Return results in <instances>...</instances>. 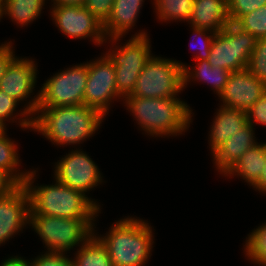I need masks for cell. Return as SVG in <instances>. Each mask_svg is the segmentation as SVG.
<instances>
[{"instance_id": "e0dca14e", "label": "cell", "mask_w": 266, "mask_h": 266, "mask_svg": "<svg viewBox=\"0 0 266 266\" xmlns=\"http://www.w3.org/2000/svg\"><path fill=\"white\" fill-rule=\"evenodd\" d=\"M143 2L144 0H115L110 16L103 23L106 39H110L112 44L121 40L135 26Z\"/></svg>"}, {"instance_id": "ba28073f", "label": "cell", "mask_w": 266, "mask_h": 266, "mask_svg": "<svg viewBox=\"0 0 266 266\" xmlns=\"http://www.w3.org/2000/svg\"><path fill=\"white\" fill-rule=\"evenodd\" d=\"M131 37L123 46L106 52L114 64L116 88L123 99L132 94L140 72L152 57L150 39L145 31Z\"/></svg>"}, {"instance_id": "4dcf8cb0", "label": "cell", "mask_w": 266, "mask_h": 266, "mask_svg": "<svg viewBox=\"0 0 266 266\" xmlns=\"http://www.w3.org/2000/svg\"><path fill=\"white\" fill-rule=\"evenodd\" d=\"M114 1L86 0L84 7L103 24L111 14Z\"/></svg>"}, {"instance_id": "8fae6325", "label": "cell", "mask_w": 266, "mask_h": 266, "mask_svg": "<svg viewBox=\"0 0 266 266\" xmlns=\"http://www.w3.org/2000/svg\"><path fill=\"white\" fill-rule=\"evenodd\" d=\"M82 149L71 151L55 165L54 177L63 185L84 194L102 182L95 162Z\"/></svg>"}, {"instance_id": "d590c367", "label": "cell", "mask_w": 266, "mask_h": 266, "mask_svg": "<svg viewBox=\"0 0 266 266\" xmlns=\"http://www.w3.org/2000/svg\"><path fill=\"white\" fill-rule=\"evenodd\" d=\"M20 184L4 169L0 168V197L17 189Z\"/></svg>"}, {"instance_id": "d6a6232c", "label": "cell", "mask_w": 266, "mask_h": 266, "mask_svg": "<svg viewBox=\"0 0 266 266\" xmlns=\"http://www.w3.org/2000/svg\"><path fill=\"white\" fill-rule=\"evenodd\" d=\"M192 29L193 35H195V37L197 36V38H201V40L203 41V44H201V48L198 54L195 55L194 60H208L210 55V47L215 37V33L206 29H200L195 27H192Z\"/></svg>"}, {"instance_id": "5bb4252c", "label": "cell", "mask_w": 266, "mask_h": 266, "mask_svg": "<svg viewBox=\"0 0 266 266\" xmlns=\"http://www.w3.org/2000/svg\"><path fill=\"white\" fill-rule=\"evenodd\" d=\"M30 197L24 185L0 197V245L29 224Z\"/></svg>"}, {"instance_id": "7c38bea8", "label": "cell", "mask_w": 266, "mask_h": 266, "mask_svg": "<svg viewBox=\"0 0 266 266\" xmlns=\"http://www.w3.org/2000/svg\"><path fill=\"white\" fill-rule=\"evenodd\" d=\"M51 16L59 30L70 38L106 43L103 24L84 6H52Z\"/></svg>"}, {"instance_id": "1f68e13d", "label": "cell", "mask_w": 266, "mask_h": 266, "mask_svg": "<svg viewBox=\"0 0 266 266\" xmlns=\"http://www.w3.org/2000/svg\"><path fill=\"white\" fill-rule=\"evenodd\" d=\"M248 123L266 126V92L246 111Z\"/></svg>"}, {"instance_id": "484cf974", "label": "cell", "mask_w": 266, "mask_h": 266, "mask_svg": "<svg viewBox=\"0 0 266 266\" xmlns=\"http://www.w3.org/2000/svg\"><path fill=\"white\" fill-rule=\"evenodd\" d=\"M244 246L249 260L260 266H266V223L249 234Z\"/></svg>"}, {"instance_id": "ffe728a7", "label": "cell", "mask_w": 266, "mask_h": 266, "mask_svg": "<svg viewBox=\"0 0 266 266\" xmlns=\"http://www.w3.org/2000/svg\"><path fill=\"white\" fill-rule=\"evenodd\" d=\"M266 161V143H257L236 162L227 176L238 175L252 186L260 177Z\"/></svg>"}, {"instance_id": "60d3db41", "label": "cell", "mask_w": 266, "mask_h": 266, "mask_svg": "<svg viewBox=\"0 0 266 266\" xmlns=\"http://www.w3.org/2000/svg\"><path fill=\"white\" fill-rule=\"evenodd\" d=\"M4 1L5 0H0V7H3L4 6Z\"/></svg>"}, {"instance_id": "836d02e7", "label": "cell", "mask_w": 266, "mask_h": 266, "mask_svg": "<svg viewBox=\"0 0 266 266\" xmlns=\"http://www.w3.org/2000/svg\"><path fill=\"white\" fill-rule=\"evenodd\" d=\"M17 105L19 104L14 98L0 89V121L3 124H5V121H8L9 119L12 120V122L15 121L16 115L13 116V114L16 111L15 109Z\"/></svg>"}, {"instance_id": "cb8c5ba5", "label": "cell", "mask_w": 266, "mask_h": 266, "mask_svg": "<svg viewBox=\"0 0 266 266\" xmlns=\"http://www.w3.org/2000/svg\"><path fill=\"white\" fill-rule=\"evenodd\" d=\"M8 138L6 132L0 135V168L6 170L20 185H23L29 171H20L17 145Z\"/></svg>"}, {"instance_id": "f35d334b", "label": "cell", "mask_w": 266, "mask_h": 266, "mask_svg": "<svg viewBox=\"0 0 266 266\" xmlns=\"http://www.w3.org/2000/svg\"><path fill=\"white\" fill-rule=\"evenodd\" d=\"M52 6H84L86 0H51Z\"/></svg>"}, {"instance_id": "9c48e42d", "label": "cell", "mask_w": 266, "mask_h": 266, "mask_svg": "<svg viewBox=\"0 0 266 266\" xmlns=\"http://www.w3.org/2000/svg\"><path fill=\"white\" fill-rule=\"evenodd\" d=\"M256 42L253 35L230 23L222 31L215 33L208 62L212 67L230 72L246 69Z\"/></svg>"}, {"instance_id": "30bf717a", "label": "cell", "mask_w": 266, "mask_h": 266, "mask_svg": "<svg viewBox=\"0 0 266 266\" xmlns=\"http://www.w3.org/2000/svg\"><path fill=\"white\" fill-rule=\"evenodd\" d=\"M87 65L88 79L84 105L97 110L105 117L112 100L123 99L116 88L114 64L105 54L95 61L87 62Z\"/></svg>"}, {"instance_id": "8992f818", "label": "cell", "mask_w": 266, "mask_h": 266, "mask_svg": "<svg viewBox=\"0 0 266 266\" xmlns=\"http://www.w3.org/2000/svg\"><path fill=\"white\" fill-rule=\"evenodd\" d=\"M95 218H61L35 214L30 209L29 225L49 252L65 253L80 246L94 233Z\"/></svg>"}, {"instance_id": "5b68a950", "label": "cell", "mask_w": 266, "mask_h": 266, "mask_svg": "<svg viewBox=\"0 0 266 266\" xmlns=\"http://www.w3.org/2000/svg\"><path fill=\"white\" fill-rule=\"evenodd\" d=\"M151 228L145 220L127 217L114 223L106 236L97 237L105 245L113 266H143L154 243Z\"/></svg>"}, {"instance_id": "44dd1931", "label": "cell", "mask_w": 266, "mask_h": 266, "mask_svg": "<svg viewBox=\"0 0 266 266\" xmlns=\"http://www.w3.org/2000/svg\"><path fill=\"white\" fill-rule=\"evenodd\" d=\"M196 61H198V63L193 69H190L187 65L183 67L184 88L191 79L194 81L197 79L199 81H203L204 83L206 81L213 87L212 89H214L216 94L219 96V94L224 90L231 72L219 67H212L208 60Z\"/></svg>"}, {"instance_id": "e575fe53", "label": "cell", "mask_w": 266, "mask_h": 266, "mask_svg": "<svg viewBox=\"0 0 266 266\" xmlns=\"http://www.w3.org/2000/svg\"><path fill=\"white\" fill-rule=\"evenodd\" d=\"M12 42L0 45V79L5 75L7 68L15 59Z\"/></svg>"}, {"instance_id": "f546056e", "label": "cell", "mask_w": 266, "mask_h": 266, "mask_svg": "<svg viewBox=\"0 0 266 266\" xmlns=\"http://www.w3.org/2000/svg\"><path fill=\"white\" fill-rule=\"evenodd\" d=\"M64 254L67 253L47 251L31 261V264L33 266H75L74 260Z\"/></svg>"}, {"instance_id": "f1b7e54d", "label": "cell", "mask_w": 266, "mask_h": 266, "mask_svg": "<svg viewBox=\"0 0 266 266\" xmlns=\"http://www.w3.org/2000/svg\"><path fill=\"white\" fill-rule=\"evenodd\" d=\"M230 23L235 24L242 16L266 5V0H227Z\"/></svg>"}, {"instance_id": "83f0119b", "label": "cell", "mask_w": 266, "mask_h": 266, "mask_svg": "<svg viewBox=\"0 0 266 266\" xmlns=\"http://www.w3.org/2000/svg\"><path fill=\"white\" fill-rule=\"evenodd\" d=\"M247 69L266 85V38L257 39Z\"/></svg>"}, {"instance_id": "7402d4cb", "label": "cell", "mask_w": 266, "mask_h": 266, "mask_svg": "<svg viewBox=\"0 0 266 266\" xmlns=\"http://www.w3.org/2000/svg\"><path fill=\"white\" fill-rule=\"evenodd\" d=\"M77 250L75 266H113L105 245L94 233Z\"/></svg>"}, {"instance_id": "ab89813d", "label": "cell", "mask_w": 266, "mask_h": 266, "mask_svg": "<svg viewBox=\"0 0 266 266\" xmlns=\"http://www.w3.org/2000/svg\"><path fill=\"white\" fill-rule=\"evenodd\" d=\"M6 131V125L3 124L1 121H0V135L4 134Z\"/></svg>"}, {"instance_id": "b9f144b4", "label": "cell", "mask_w": 266, "mask_h": 266, "mask_svg": "<svg viewBox=\"0 0 266 266\" xmlns=\"http://www.w3.org/2000/svg\"><path fill=\"white\" fill-rule=\"evenodd\" d=\"M2 9H3V7H0V19L3 17V15H2Z\"/></svg>"}, {"instance_id": "52a82bcc", "label": "cell", "mask_w": 266, "mask_h": 266, "mask_svg": "<svg viewBox=\"0 0 266 266\" xmlns=\"http://www.w3.org/2000/svg\"><path fill=\"white\" fill-rule=\"evenodd\" d=\"M185 64L153 56L140 72L131 95L134 97H177L184 89L183 67Z\"/></svg>"}, {"instance_id": "2e32d148", "label": "cell", "mask_w": 266, "mask_h": 266, "mask_svg": "<svg viewBox=\"0 0 266 266\" xmlns=\"http://www.w3.org/2000/svg\"><path fill=\"white\" fill-rule=\"evenodd\" d=\"M253 126L247 123L229 137L222 145L211 150L218 172L227 176L235 167L238 159L258 142L255 140Z\"/></svg>"}, {"instance_id": "8d00e7d4", "label": "cell", "mask_w": 266, "mask_h": 266, "mask_svg": "<svg viewBox=\"0 0 266 266\" xmlns=\"http://www.w3.org/2000/svg\"><path fill=\"white\" fill-rule=\"evenodd\" d=\"M31 262L18 256H12L1 263L0 266H30Z\"/></svg>"}, {"instance_id": "6da1fadb", "label": "cell", "mask_w": 266, "mask_h": 266, "mask_svg": "<svg viewBox=\"0 0 266 266\" xmlns=\"http://www.w3.org/2000/svg\"><path fill=\"white\" fill-rule=\"evenodd\" d=\"M36 113L32 130L62 146L80 144L93 136L104 118L85 105L38 107Z\"/></svg>"}, {"instance_id": "277c9868", "label": "cell", "mask_w": 266, "mask_h": 266, "mask_svg": "<svg viewBox=\"0 0 266 266\" xmlns=\"http://www.w3.org/2000/svg\"><path fill=\"white\" fill-rule=\"evenodd\" d=\"M88 79L87 63L79 64L58 72L41 87L28 105L16 114L19 126L33 129V117L38 107L84 105V94ZM32 115V116H31ZM31 116V117H30ZM24 117V118H23Z\"/></svg>"}, {"instance_id": "4fadbf2b", "label": "cell", "mask_w": 266, "mask_h": 266, "mask_svg": "<svg viewBox=\"0 0 266 266\" xmlns=\"http://www.w3.org/2000/svg\"><path fill=\"white\" fill-rule=\"evenodd\" d=\"M265 92L266 85L246 68L231 72L219 97L221 106L247 111Z\"/></svg>"}, {"instance_id": "3957f363", "label": "cell", "mask_w": 266, "mask_h": 266, "mask_svg": "<svg viewBox=\"0 0 266 266\" xmlns=\"http://www.w3.org/2000/svg\"><path fill=\"white\" fill-rule=\"evenodd\" d=\"M36 170L29 171L24 186L30 197V209L35 214L61 218H95L100 205L83 192L63 185L57 179L53 185L34 186Z\"/></svg>"}, {"instance_id": "4316f807", "label": "cell", "mask_w": 266, "mask_h": 266, "mask_svg": "<svg viewBox=\"0 0 266 266\" xmlns=\"http://www.w3.org/2000/svg\"><path fill=\"white\" fill-rule=\"evenodd\" d=\"M235 25L256 39L266 38V5L242 16Z\"/></svg>"}, {"instance_id": "d6986e66", "label": "cell", "mask_w": 266, "mask_h": 266, "mask_svg": "<svg viewBox=\"0 0 266 266\" xmlns=\"http://www.w3.org/2000/svg\"><path fill=\"white\" fill-rule=\"evenodd\" d=\"M211 132L209 145L211 150L222 145L231 135L238 132L248 123L247 112L241 109H232L221 106L217 109Z\"/></svg>"}, {"instance_id": "7a4b0ae2", "label": "cell", "mask_w": 266, "mask_h": 266, "mask_svg": "<svg viewBox=\"0 0 266 266\" xmlns=\"http://www.w3.org/2000/svg\"><path fill=\"white\" fill-rule=\"evenodd\" d=\"M136 122L150 136H177L189 128L192 110L178 97L123 99Z\"/></svg>"}, {"instance_id": "603a6c76", "label": "cell", "mask_w": 266, "mask_h": 266, "mask_svg": "<svg viewBox=\"0 0 266 266\" xmlns=\"http://www.w3.org/2000/svg\"><path fill=\"white\" fill-rule=\"evenodd\" d=\"M45 0H5L2 15L24 27L40 16Z\"/></svg>"}, {"instance_id": "ac0fdd59", "label": "cell", "mask_w": 266, "mask_h": 266, "mask_svg": "<svg viewBox=\"0 0 266 266\" xmlns=\"http://www.w3.org/2000/svg\"><path fill=\"white\" fill-rule=\"evenodd\" d=\"M188 23L214 33L222 31L230 24L227 0H194Z\"/></svg>"}, {"instance_id": "d4e9b609", "label": "cell", "mask_w": 266, "mask_h": 266, "mask_svg": "<svg viewBox=\"0 0 266 266\" xmlns=\"http://www.w3.org/2000/svg\"><path fill=\"white\" fill-rule=\"evenodd\" d=\"M194 0H154L160 21H189Z\"/></svg>"}, {"instance_id": "9a60e30c", "label": "cell", "mask_w": 266, "mask_h": 266, "mask_svg": "<svg viewBox=\"0 0 266 266\" xmlns=\"http://www.w3.org/2000/svg\"><path fill=\"white\" fill-rule=\"evenodd\" d=\"M35 61L15 58L0 79V89L18 103L26 101L33 92L36 83L37 67Z\"/></svg>"}, {"instance_id": "74e56055", "label": "cell", "mask_w": 266, "mask_h": 266, "mask_svg": "<svg viewBox=\"0 0 266 266\" xmlns=\"http://www.w3.org/2000/svg\"><path fill=\"white\" fill-rule=\"evenodd\" d=\"M254 189L266 194V161L259 179L252 185Z\"/></svg>"}]
</instances>
